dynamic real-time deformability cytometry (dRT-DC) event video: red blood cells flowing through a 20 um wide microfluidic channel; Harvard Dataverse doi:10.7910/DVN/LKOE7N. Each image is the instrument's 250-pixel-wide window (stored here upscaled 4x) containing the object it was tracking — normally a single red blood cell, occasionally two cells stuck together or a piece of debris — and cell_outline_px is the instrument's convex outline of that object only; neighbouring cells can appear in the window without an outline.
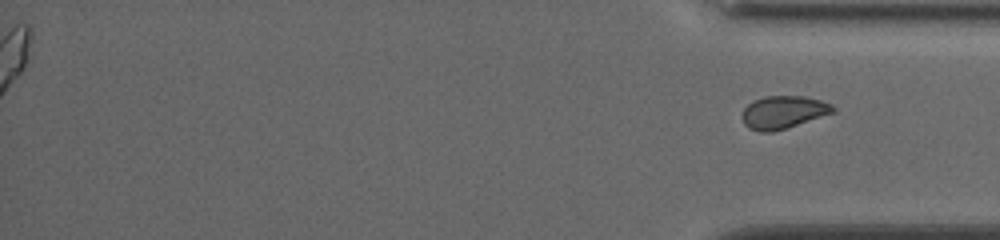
{"species": "common noctule bat (a hibernating species)", "species_latin": "Nyctalus noctula", "temperature_condition": "cold", "stored_images_in_passage": 39, "segment_of_instrument_passage": [2, 2], "camera_frame_rate_fps": 3000, "um_per_image_px": 0.085, "animal": {"sex": "female", "body_mass_g": 19.5, "forearm_length_mm": 54.1}, "frame": {"image": 1, "passage_image": 39, "time_ms": 12.667, "image_size_px": [1000, 240], "cell_outline_px": [[836, 112], [772, 132], [760, 132], [748, 128], [744, 124], [744, 108], [752, 100], [764, 96], [804, 96], [820, 100], [832, 104], [836, 108]], "centroid_in_image_um": [66.6, 9.53], "position_along_channel_um": 368.6, "area_um2": 17.28}}